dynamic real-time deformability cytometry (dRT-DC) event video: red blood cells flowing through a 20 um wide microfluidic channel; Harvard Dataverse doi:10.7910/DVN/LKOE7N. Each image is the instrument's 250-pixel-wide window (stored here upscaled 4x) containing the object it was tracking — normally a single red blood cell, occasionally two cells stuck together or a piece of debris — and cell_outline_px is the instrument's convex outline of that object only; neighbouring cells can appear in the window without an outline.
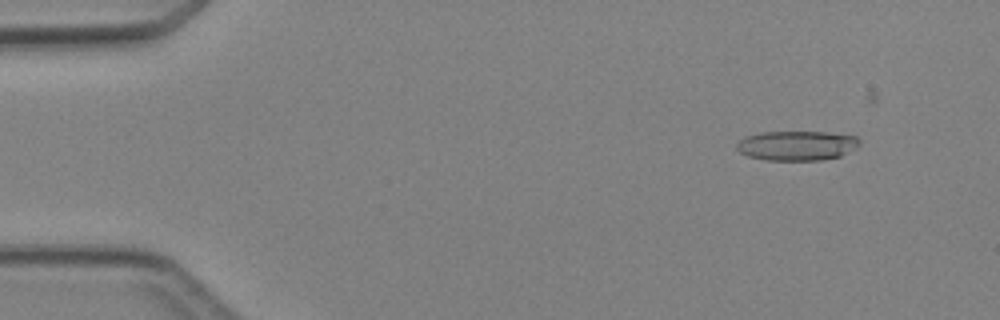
{"species": "Egyptian fruit bat (a non-hibernating species)", "species_latin": "Rousettus aegyptiacus", "temperature_condition": "cold", "stored_images_in_passage": 6, "camera_frame_rate_fps": 3000, "um_per_image_px": 0.085, "animal": {"sex": "female"}, "frame": {"image": 1, "passage_image": 2, "time_ms": 1.0, "image_size_px": [1000, 320], "cell_outline_px": [[860, 144], [856, 148], [840, 156], [820, 160], [764, 160], [748, 156], [740, 152], [736, 148], [736, 144], [744, 136], [760, 132], [828, 132], [856, 136], [860, 140]], "centroid_in_image_um": [67.72, 12.37], "position_along_channel_um": 17.3, "area_um2": 21.33}}